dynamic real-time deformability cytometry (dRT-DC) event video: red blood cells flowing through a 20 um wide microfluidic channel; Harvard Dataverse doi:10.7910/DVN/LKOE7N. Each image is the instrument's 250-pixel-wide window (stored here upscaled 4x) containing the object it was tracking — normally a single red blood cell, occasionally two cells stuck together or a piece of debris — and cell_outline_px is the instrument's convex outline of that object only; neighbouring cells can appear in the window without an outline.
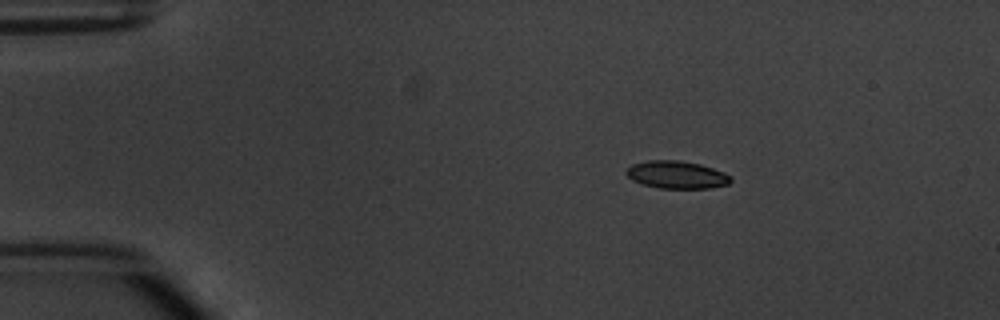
{"species": "common noctule bat (a hibernating species)", "species_latin": "Nyctalus noctula", "temperature_condition": "warm", "stored_images_in_passage": 7, "camera_frame_rate_fps": 3000, "um_per_image_px": 0.085, "animal": {"sex": "male", "body_mass_g": 20.1, "forearm_length_mm": 53.5}, "frame": {"image": 1, "passage_image": 1, "time_ms": 0.0, "image_size_px": [1000, 320], "cell_outline_px": [[732, 180], [728, 184], [712, 188], [660, 188], [644, 184], [632, 180], [624, 172], [632, 164], [648, 160], [676, 160], [700, 164], [724, 172], [732, 176]], "centroid_in_image_um": [57.53, 14.85], "position_along_channel_um": 27.5, "area_um2": 16.76}}
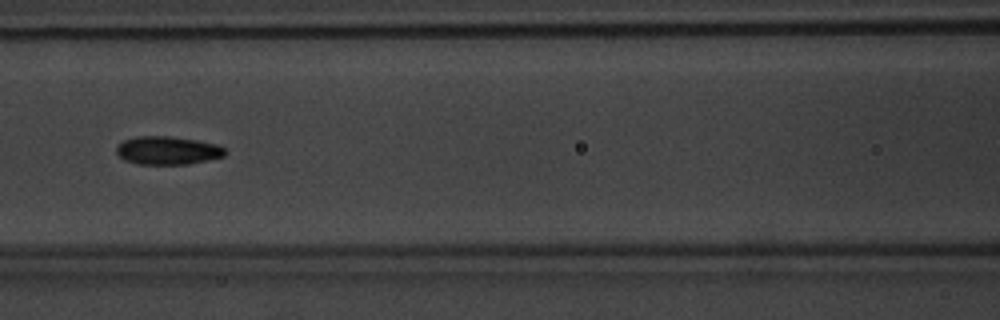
{"frame": {"image": 2, "passage_image": 5, "time_ms": 5.0, "image_size_px": [1000, 320], "cell_outline_px": [[228, 152], [224, 156], [208, 160], [188, 164], [136, 164], [124, 160], [116, 152], [116, 148], [124, 140], [136, 136], [172, 136], [196, 140], [216, 144], [224, 148]], "centroid_in_image_um": [14.25, 12.79], "position_along_channel_um": 152.3, "area_um2": 17.92}}
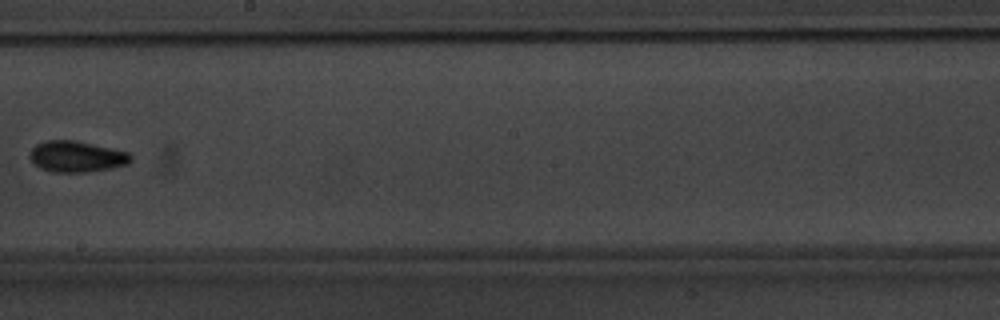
{"frame": {"image": 3, "passage_image": 7, "time_ms": 7.333, "image_size_px": [1000, 320], "cell_outline_px": [[132, 160], [128, 164], [112, 168], [88, 172], [48, 172], [40, 168], [28, 156], [32, 148], [36, 144], [48, 140], [76, 140], [128, 152], [132, 156]], "centroid_in_image_um": [6.51, 13.31], "position_along_channel_um": 241.7, "area_um2": 18.38}}